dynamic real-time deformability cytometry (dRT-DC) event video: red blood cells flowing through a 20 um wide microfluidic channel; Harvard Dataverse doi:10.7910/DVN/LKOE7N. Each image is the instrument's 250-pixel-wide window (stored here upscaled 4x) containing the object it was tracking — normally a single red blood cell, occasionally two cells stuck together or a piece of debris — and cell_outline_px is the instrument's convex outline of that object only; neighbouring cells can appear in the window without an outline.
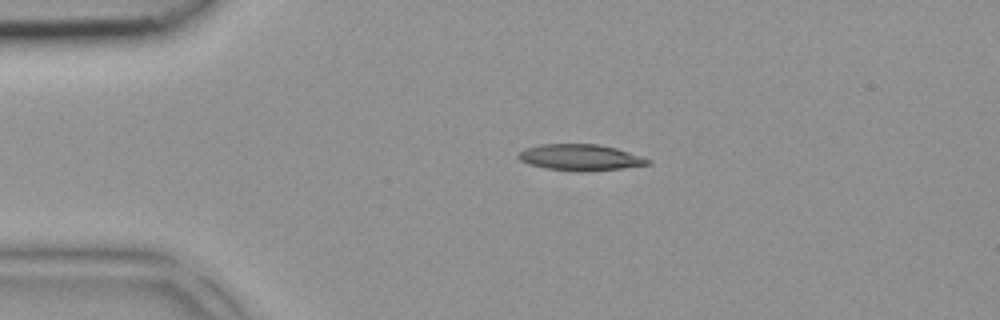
{"species": "common noctule bat (a hibernating species)", "species_latin": "Nyctalus noctula", "temperature_condition": "room temperature", "stored_images_in_passage": 3, "camera_frame_rate_fps": 3000, "um_per_image_px": 0.085, "animal": {"sex": "female", "body_mass_g": 18.4}, "frame": {"image": 1, "passage_image": 2, "time_ms": 0.333, "image_size_px": [1000, 320], "cell_outline_px": [[652, 164], [624, 168], [544, 168], [528, 164], [520, 160], [516, 156], [516, 152], [524, 148], [540, 144], [600, 144], [616, 148], [644, 156], [652, 160]], "centroid_in_image_um": [49.31, 13.32], "position_along_channel_um": 35.7, "area_um2": 19.07}}